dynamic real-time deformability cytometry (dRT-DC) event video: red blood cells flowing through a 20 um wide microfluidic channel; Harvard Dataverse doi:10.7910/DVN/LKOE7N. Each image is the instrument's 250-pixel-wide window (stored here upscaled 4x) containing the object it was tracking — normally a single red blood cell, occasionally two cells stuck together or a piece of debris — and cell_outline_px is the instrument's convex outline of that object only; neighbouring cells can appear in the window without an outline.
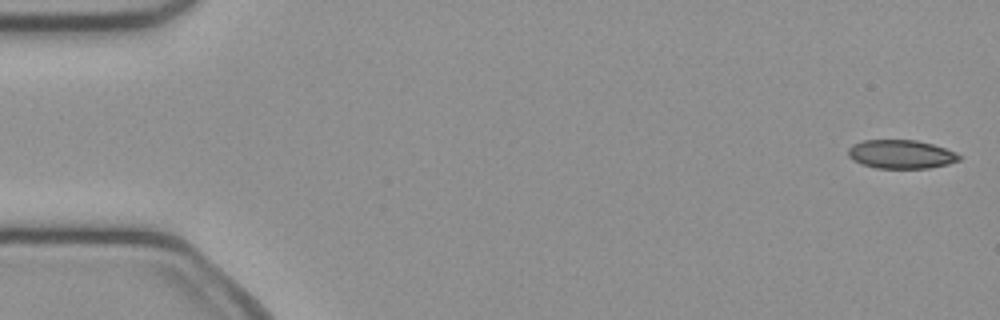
{"species": "common noctule bat (a hibernating species)", "species_latin": "Nyctalus noctula", "temperature_condition": "cold", "stored_images_in_passage": 50, "camera_frame_rate_fps": 3000, "um_per_image_px": 0.085, "animal": {"sex": "female", "body_mass_g": 21.9}, "frame": {"image": 1, "passage_image": 1, "time_ms": 0.0, "image_size_px": [1000, 320], "cell_outline_px": [[964, 156], [960, 160], [948, 164], [928, 168], [876, 168], [860, 164], [852, 160], [848, 156], [848, 148], [852, 144], [864, 140], [916, 140], [932, 144], [956, 152]], "centroid_in_image_um": [76.58, 13.11], "position_along_channel_um": 8.4, "area_um2": 18.73}}
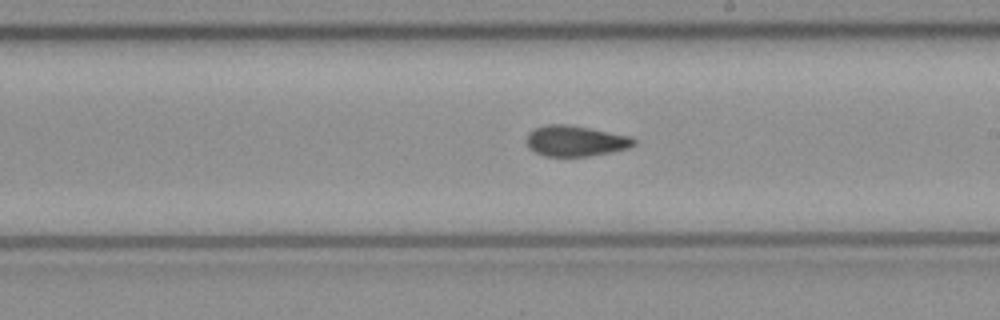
{"frame": {"image": 2, "passage_image": 28, "time_ms": 9.0, "image_size_px": [1000, 320], "cell_outline_px": [[636, 144], [628, 148], [612, 152], [588, 156], [544, 156], [528, 148], [524, 140], [528, 132], [532, 128], [548, 124], [568, 124], [632, 136], [636, 140]], "centroid_in_image_um": [48.88, 11.97], "position_along_channel_um": 240.1, "area_um2": 19.54}}
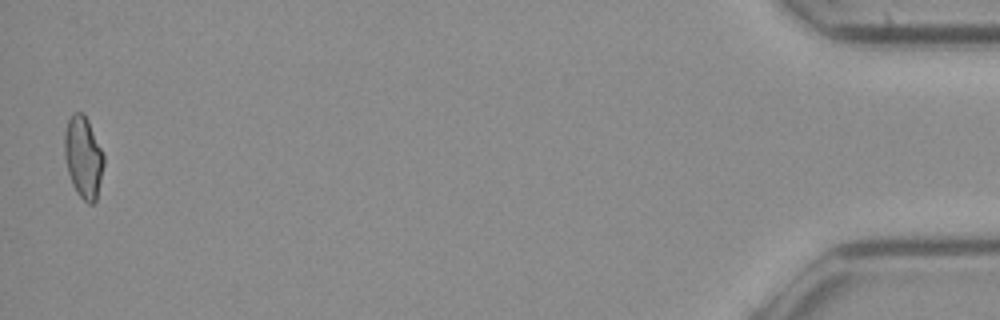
{"frame": {"image": 3, "passage_image": 49, "time_ms": 16.0, "image_size_px": [1000, 320], "cell_outline_px": [[104, 164], [96, 200], [92, 204], [88, 204], [76, 192], [72, 184], [68, 172], [64, 156], [64, 132], [68, 120], [72, 112], [84, 112], [88, 120], [104, 156]], "centroid_in_image_um": [7.06, 13.34], "position_along_channel_um": 428.1, "area_um2": 18.73}, "authors_computed_cell_mechanics": {"area_um2": 19.2474, "velocity_mm_per_s": 4.0966, "shape_relaxation_time_tau1_ms": null, "shape_relaxation_time_tau2_ms": 7.5039, "deformation_change_tau1": null, "deformation_change_tau2": 0.1358}}